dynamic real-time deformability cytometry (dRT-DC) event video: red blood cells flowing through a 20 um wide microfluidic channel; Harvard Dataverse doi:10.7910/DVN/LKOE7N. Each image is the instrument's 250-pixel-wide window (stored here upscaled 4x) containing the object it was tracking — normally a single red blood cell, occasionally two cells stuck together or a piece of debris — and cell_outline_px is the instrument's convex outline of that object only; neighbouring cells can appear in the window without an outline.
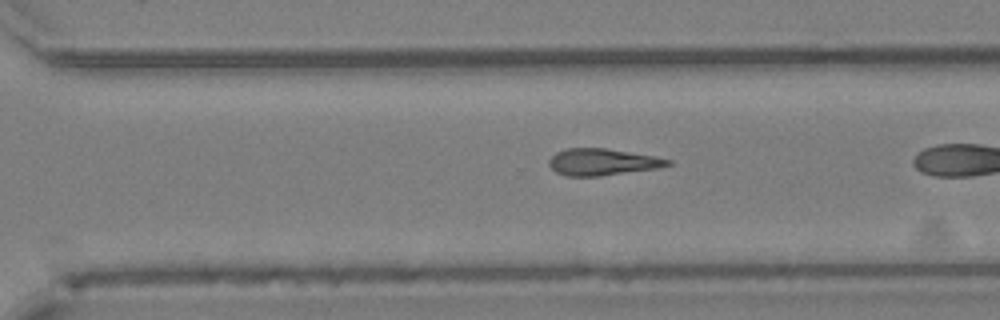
{"species": "Egyptian fruit bat (a non-hibernating species)", "species_latin": "Rousettus aegyptiacus", "temperature_condition": "cold", "stored_images_in_passage": 27, "camera_frame_rate_fps": 3000, "um_per_image_px": 0.085, "animal": {"sex": "female"}, "frame": {"image": 1, "passage_image": 23, "time_ms": 7.333, "image_size_px": [1000, 320], "cell_outline_px": [[672, 164], [656, 168], [600, 176], [568, 176], [556, 172], [548, 164], [548, 160], [556, 152], [564, 148], [608, 148], [656, 156], [672, 160]], "centroid_in_image_um": [51.19, 13.75], "position_along_channel_um": 319.4, "area_um2": 18.55}}